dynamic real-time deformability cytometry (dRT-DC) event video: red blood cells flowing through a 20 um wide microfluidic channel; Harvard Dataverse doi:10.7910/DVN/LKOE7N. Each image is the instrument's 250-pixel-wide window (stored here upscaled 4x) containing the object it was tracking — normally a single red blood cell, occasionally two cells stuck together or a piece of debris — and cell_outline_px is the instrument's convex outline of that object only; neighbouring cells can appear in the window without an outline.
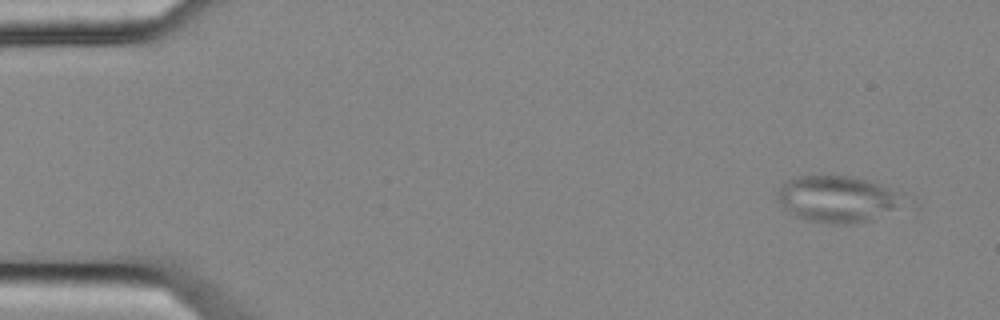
{"species": "common noctule bat (a hibernating species)", "species_latin": "Nyctalus noctula", "temperature_condition": "cold", "stored_images_in_passage": 5, "camera_frame_rate_fps": 3000, "um_per_image_px": 0.085, "animal": {"sex": "female", "body_mass_g": 25.1}, "frame": {"image": 1, "passage_image": 1, "time_ms": 0.0, "image_size_px": [1000, 320], "cell_outline_px": [[896, 208], [864, 220], [844, 224], [836, 224], [808, 220], [796, 216], [784, 208], [780, 204], [776, 196], [776, 192], [780, 184], [784, 180], [792, 176], [852, 176], [888, 188], [896, 192]], "centroid_in_image_um": [70.94, 16.88], "position_along_channel_um": 14.1, "area_um2": 32.83}}